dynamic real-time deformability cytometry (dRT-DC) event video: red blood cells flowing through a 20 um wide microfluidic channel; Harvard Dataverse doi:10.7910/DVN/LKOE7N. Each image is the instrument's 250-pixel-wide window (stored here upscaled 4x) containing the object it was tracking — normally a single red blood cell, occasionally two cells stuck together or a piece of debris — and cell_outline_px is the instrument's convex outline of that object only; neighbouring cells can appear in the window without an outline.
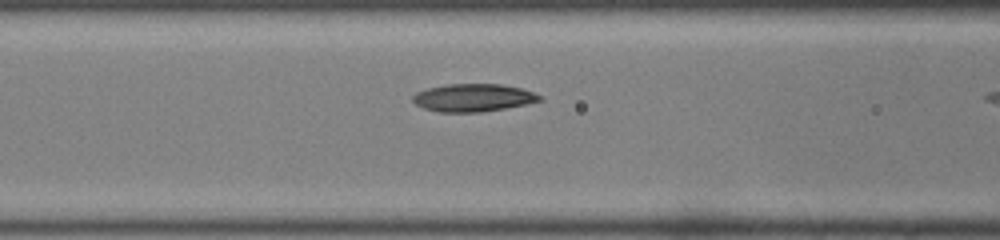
{"species": "common noctule bat (a hibernating species)", "species_latin": "Nyctalus noctula", "temperature_condition": "room temperature", "stored_images_in_passage": 11, "camera_frame_rate_fps": 3000, "um_per_image_px": 0.085, "animal": {"sex": "male", "body_mass_g": 19.0, "forearm_length_mm": 50.8}, "frame": {"image": 1, "passage_image": 10, "time_ms": 3.0, "image_size_px": [1000, 240], "cell_outline_px": [[544, 100], [528, 104], [480, 112], [440, 112], [424, 108], [416, 104], [412, 100], [412, 96], [416, 92], [428, 88], [444, 84], [500, 84], [524, 88], [544, 96]], "centroid_in_image_um": [40.28, 8.29], "position_along_channel_um": 126.3, "area_um2": 20.75}}